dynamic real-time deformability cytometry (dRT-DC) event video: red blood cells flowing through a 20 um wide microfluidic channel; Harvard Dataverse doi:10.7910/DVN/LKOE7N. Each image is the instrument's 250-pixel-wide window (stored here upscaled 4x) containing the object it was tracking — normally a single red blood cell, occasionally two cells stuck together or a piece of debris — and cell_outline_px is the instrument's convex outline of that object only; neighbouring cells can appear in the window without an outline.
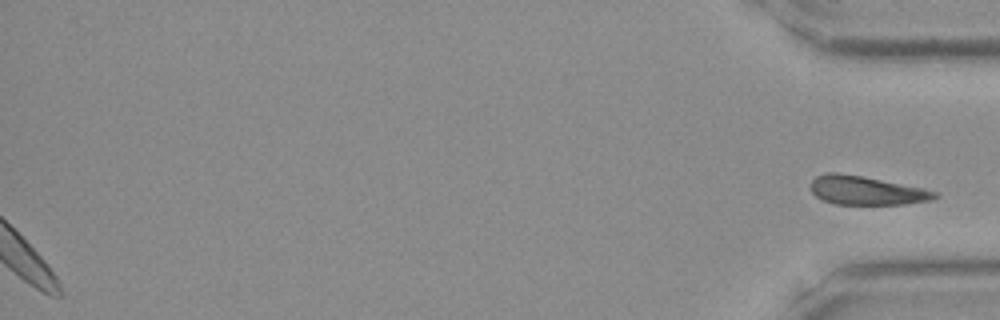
{"species": "Egyptian fruit bat (a non-hibernating species)", "species_latin": "Rousettus aegyptiacus", "temperature_condition": "room temperature", "stored_images_in_passage": 39, "segment_of_instrument_passage": [2, 2], "camera_frame_rate_fps": 3000, "um_per_image_px": 0.085, "frame": {"image": 1, "passage_image": 39, "time_ms": 12.667, "image_size_px": [1000, 320], "cell_outline_px": [[940, 196], [932, 200], [904, 204], [832, 204], [816, 196], [812, 192], [812, 180], [816, 176], [824, 172], [836, 172], [860, 176], [924, 188], [940, 192]], "centroid_in_image_um": [73.68, 16.19], "position_along_channel_um": 361.5, "area_um2": 20.75}}